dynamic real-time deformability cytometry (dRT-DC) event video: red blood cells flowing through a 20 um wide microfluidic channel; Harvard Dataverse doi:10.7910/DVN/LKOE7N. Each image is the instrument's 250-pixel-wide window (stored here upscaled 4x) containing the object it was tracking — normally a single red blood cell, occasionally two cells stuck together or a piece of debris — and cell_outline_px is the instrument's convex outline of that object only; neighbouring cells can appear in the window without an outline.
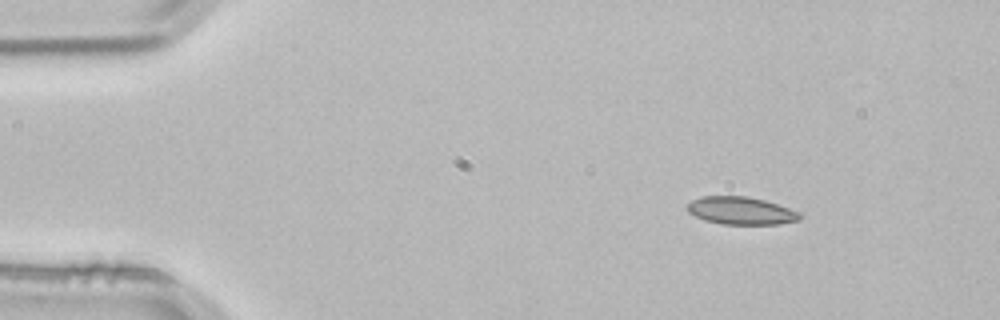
{"species": "common noctule bat (a hibernating species)", "species_latin": "Nyctalus noctula", "temperature_condition": "room temperature", "stored_images_in_passage": 3, "camera_frame_rate_fps": 3000, "um_per_image_px": 0.085, "animal": {"sex": "male", "body_mass_g": 21.5, "forearm_length_mm": 52.0}, "frame": {"image": 1, "passage_image": 3, "time_ms": 0.667, "image_size_px": [1000, 320], "cell_outline_px": [[804, 216], [800, 220], [780, 224], [724, 224], [704, 220], [688, 212], [688, 204], [692, 200], [700, 196], [748, 196], [764, 200], [804, 212]], "centroid_in_image_um": [63.07, 17.91], "position_along_channel_um": 21.9, "area_um2": 18.38}}